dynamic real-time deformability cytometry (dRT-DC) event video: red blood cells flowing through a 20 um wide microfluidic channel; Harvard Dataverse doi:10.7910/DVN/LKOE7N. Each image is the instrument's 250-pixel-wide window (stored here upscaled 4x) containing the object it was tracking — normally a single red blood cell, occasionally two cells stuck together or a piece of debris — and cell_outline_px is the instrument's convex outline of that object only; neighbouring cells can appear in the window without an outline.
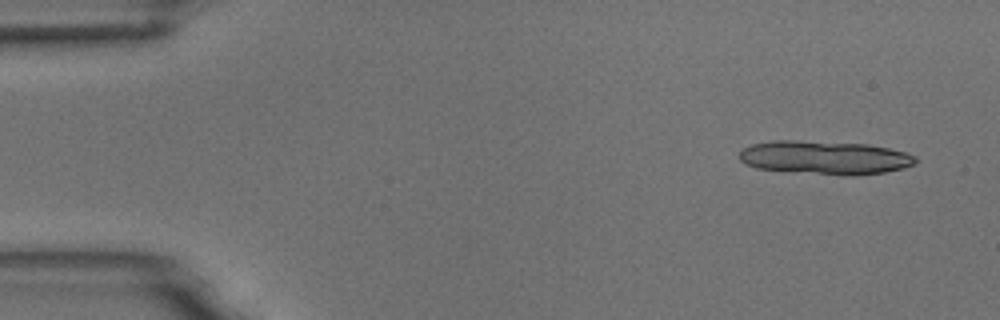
{"species": "common noctule bat (a hibernating species)", "species_latin": "Nyctalus noctula", "temperature_condition": "room temperature", "stored_images_in_passage": 5, "camera_frame_rate_fps": 3000, "um_per_image_px": 0.085, "animal": {"sex": "male", "body_mass_g": 18.8}, "frame": {"image": 1, "passage_image": 1, "time_ms": 0.0, "image_size_px": [1000, 320], "cell_outline_px": [[916, 160], [912, 164], [904, 168], [884, 172], [852, 176], [756, 168], [744, 164], [740, 160], [740, 148], [752, 144], [772, 140], [796, 140], [868, 144], [888, 148], [904, 152], [916, 156]], "centroid_in_image_um": [70.07, 13.38], "position_along_channel_um": 14.9, "area_um2": 34.33}}
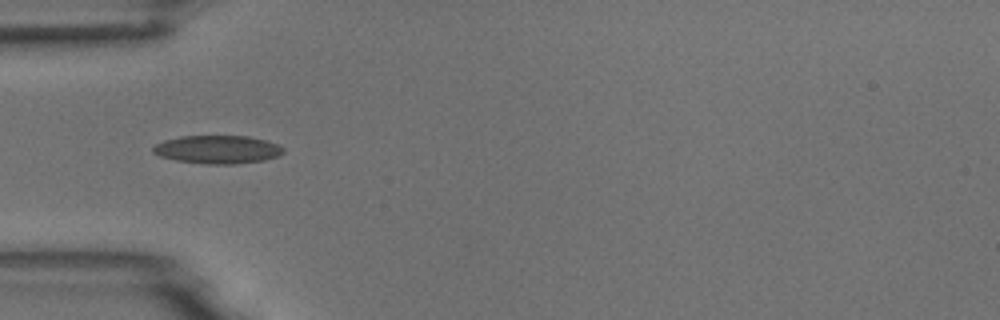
{"frame": {"image": 2, "passage_image": 5, "time_ms": 1.333, "image_size_px": [1000, 320], "cell_outline_px": [[284, 152], [280, 156], [264, 160], [236, 164], [208, 164], [176, 160], [160, 156], [152, 152], [152, 148], [156, 144], [164, 140], [180, 136], [248, 136], [264, 140], [276, 144], [284, 148]], "centroid_in_image_um": [18.5, 12.71], "position_along_channel_um": 66.5, "area_um2": 21.39}}